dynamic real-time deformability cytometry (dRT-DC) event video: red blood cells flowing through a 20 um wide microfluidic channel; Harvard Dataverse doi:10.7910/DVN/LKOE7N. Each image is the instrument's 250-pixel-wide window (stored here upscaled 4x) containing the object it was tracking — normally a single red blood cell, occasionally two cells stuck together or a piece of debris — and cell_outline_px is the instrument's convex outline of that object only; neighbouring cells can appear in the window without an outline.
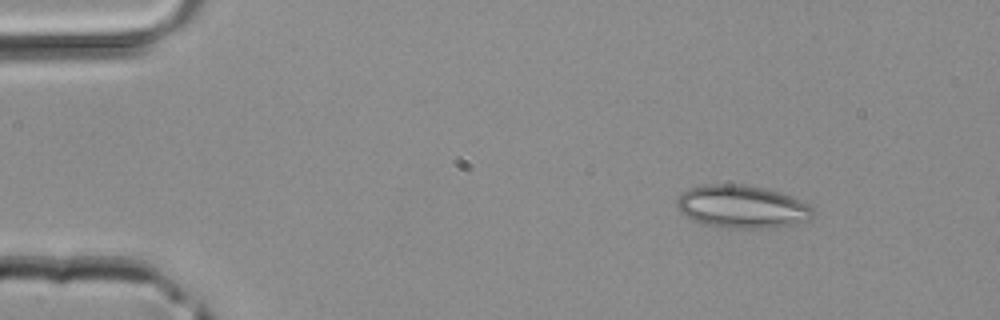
{"species": "common noctule bat (a hibernating species)", "species_latin": "Nyctalus noctula", "temperature_condition": "room temperature", "stored_images_in_passage": 38, "camera_frame_rate_fps": 3000, "um_per_image_px": 0.085, "animal": {"sex": "male", "body_mass_g": 20.4}, "frame": {"image": 1, "passage_image": 1, "time_ms": 0.0, "image_size_px": [1000, 320], "cell_outline_px": [[812, 220], [792, 224], [768, 228], [732, 228], [704, 224], [692, 220], [684, 216], [676, 208], [676, 200], [680, 192], [688, 188], [704, 184], [740, 184], [764, 188], [780, 192], [792, 196], [808, 204], [812, 208]], "centroid_in_image_um": [63.02, 17.56], "position_along_channel_um": 22.0, "area_um2": 34.28}}
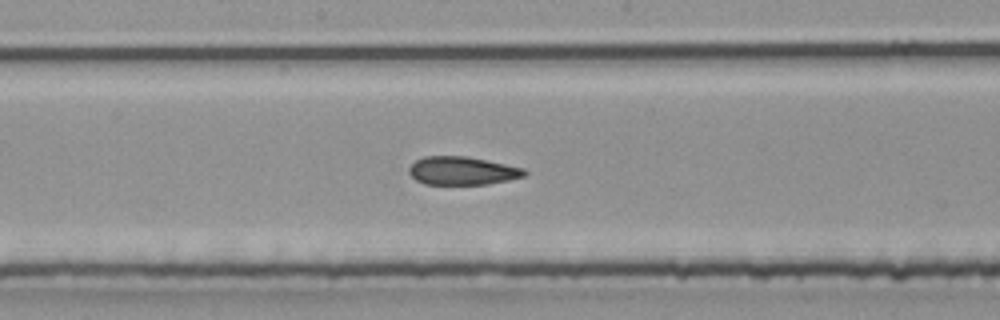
{"frame": {"image": 2, "passage_image": 18, "time_ms": 5.667, "image_size_px": [1000, 320], "cell_outline_px": [[528, 172], [524, 176], [508, 180], [488, 184], [424, 184], [416, 180], [408, 172], [408, 168], [416, 160], [424, 156], [464, 156], [524, 168]], "centroid_in_image_um": [39.27, 14.52], "position_along_channel_um": 208.9, "area_um2": 18.84}}
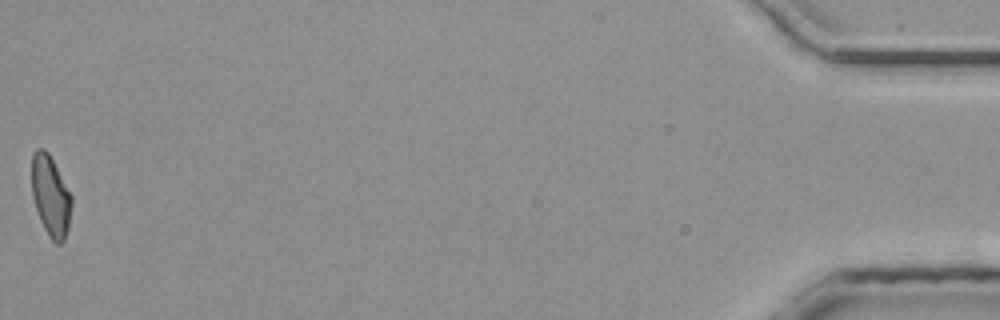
{"frame": {"image": 3, "passage_image": 38, "time_ms": 12.333, "image_size_px": [1000, 320], "cell_outline_px": [[72, 208], [68, 228], [64, 240], [60, 244], [56, 244], [48, 236], [40, 220], [32, 196], [32, 152], [36, 148], [44, 148], [48, 152], [72, 196]], "centroid_in_image_um": [4.3, 16.66], "position_along_channel_um": 430.9, "area_um2": 18.79}}